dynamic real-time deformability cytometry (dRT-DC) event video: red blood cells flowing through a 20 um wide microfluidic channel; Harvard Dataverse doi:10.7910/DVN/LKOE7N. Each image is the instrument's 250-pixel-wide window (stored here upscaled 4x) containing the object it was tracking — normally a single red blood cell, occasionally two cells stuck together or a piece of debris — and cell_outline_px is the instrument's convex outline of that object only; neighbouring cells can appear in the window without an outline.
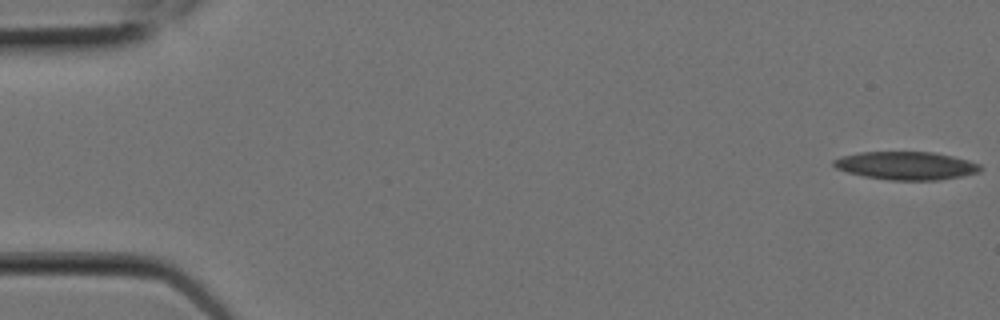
{"species": "Egyptian fruit bat (a non-hibernating species)", "species_latin": "Rousettus aegyptiacus", "temperature_condition": "room temperature", "stored_images_in_passage": 6, "camera_frame_rate_fps": 3000, "um_per_image_px": 0.085, "animal": {"sex": "female"}, "frame": {"image": 1, "passage_image": 1, "time_ms": 0.0, "image_size_px": [1000, 320], "cell_outline_px": [[984, 168], [980, 172], [940, 180], [888, 180], [864, 176], [848, 172], [836, 168], [832, 164], [832, 160], [844, 156], [860, 152], [932, 152], [952, 156], [968, 160], [980, 164]], "centroid_in_image_um": [77.05, 14.08], "position_along_channel_um": 8.0, "area_um2": 23.99}}
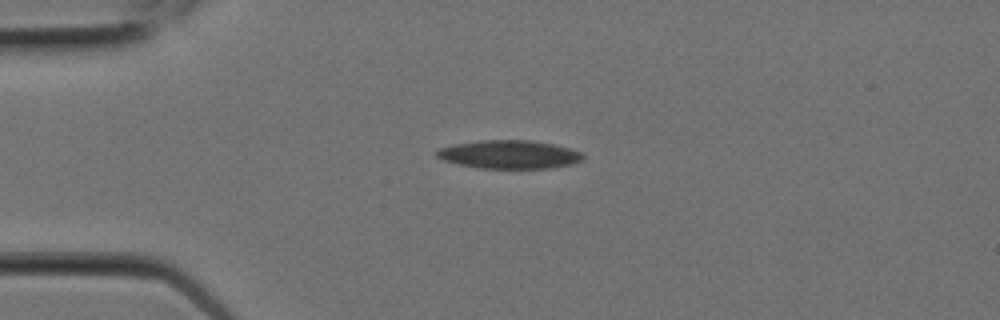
{"frame": {"image": 2, "passage_image": 5, "time_ms": 1.333, "image_size_px": [1000, 320], "cell_outline_px": [[584, 160], [572, 164], [548, 168], [476, 168], [444, 160], [436, 156], [436, 152], [440, 148], [456, 144], [480, 140], [532, 140], [552, 144], [584, 152]], "centroid_in_image_um": [43.33, 13.13], "position_along_channel_um": 41.7, "area_um2": 24.1}}